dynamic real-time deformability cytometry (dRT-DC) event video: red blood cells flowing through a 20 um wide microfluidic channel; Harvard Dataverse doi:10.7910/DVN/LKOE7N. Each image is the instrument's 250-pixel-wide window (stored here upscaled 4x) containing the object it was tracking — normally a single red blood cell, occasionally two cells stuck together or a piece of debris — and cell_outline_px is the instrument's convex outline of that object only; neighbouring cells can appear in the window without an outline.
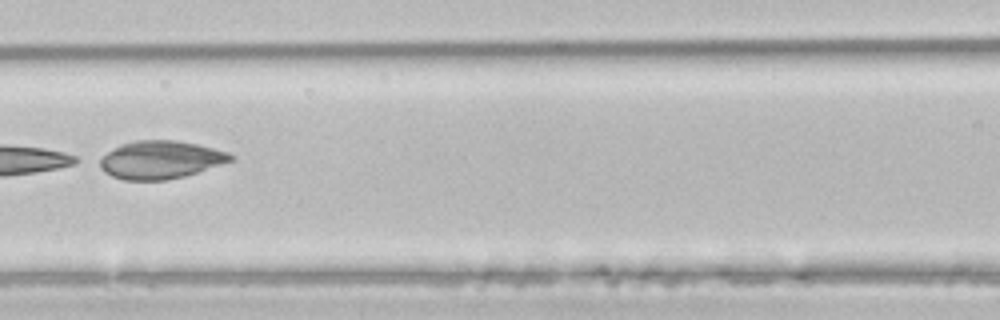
{"species": "common noctule bat (a hibernating species)", "species_latin": "Nyctalus noctula", "temperature_condition": "room temperature", "stored_images_in_passage": 7, "camera_frame_rate_fps": 3000, "um_per_image_px": 0.085, "animal": {"sex": "male", "body_mass_g": 21.5, "forearm_length_mm": 52.0}, "frame": {"image": 1, "passage_image": 7, "time_ms": 2.0, "image_size_px": [1000, 320], "cell_outline_px": [[236, 160], [184, 176], [164, 180], [124, 180], [112, 176], [104, 172], [100, 168], [96, 160], [120, 144], [136, 140], [176, 140], [196, 144], [228, 152], [236, 156]], "centroid_in_image_um": [13.63, 13.58], "position_along_channel_um": 153.0, "area_um2": 29.13}}